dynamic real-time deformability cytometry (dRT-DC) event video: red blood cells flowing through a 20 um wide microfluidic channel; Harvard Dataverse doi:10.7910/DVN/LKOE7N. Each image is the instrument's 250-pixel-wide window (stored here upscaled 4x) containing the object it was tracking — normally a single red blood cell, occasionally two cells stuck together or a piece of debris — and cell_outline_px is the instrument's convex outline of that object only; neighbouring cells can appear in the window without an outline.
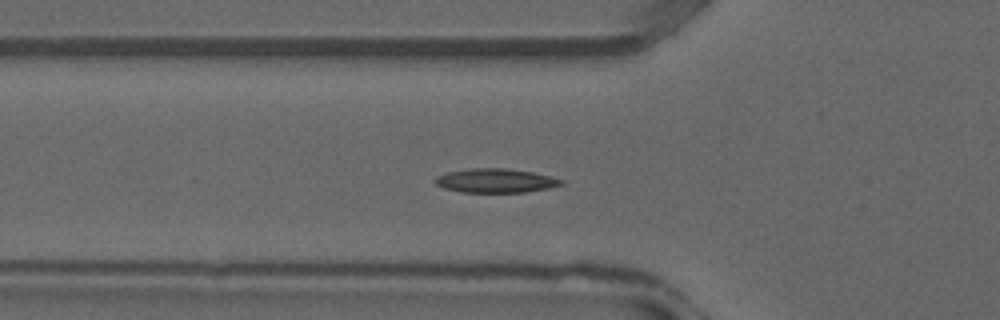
{"species": "common noctule bat (a hibernating species)", "species_latin": "Nyctalus noctula", "temperature_condition": "warm", "stored_images_in_passage": 36, "camera_frame_rate_fps": 3000, "um_per_image_px": 0.085, "animal": {"sex": "male", "forearm_length_mm": 52.5}, "frame": {"image": 1, "passage_image": 11, "time_ms": 3.333, "image_size_px": [1000, 320], "cell_outline_px": [[564, 184], [548, 188], [524, 192], [460, 192], [444, 188], [436, 184], [432, 180], [436, 176], [448, 172], [468, 168], [504, 168], [532, 172], [552, 176], [564, 180]], "centroid_in_image_um": [42.11, 15.35], "position_along_channel_um": 83.7, "area_um2": 17.74}}
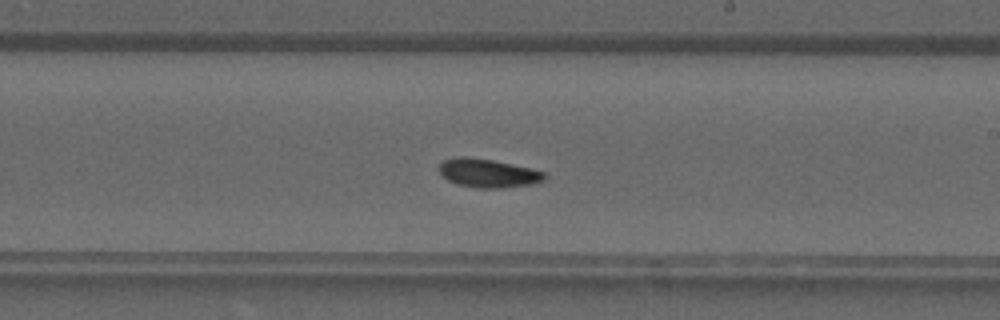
{"frame": {"image": 2, "passage_image": 20, "time_ms": 6.333, "image_size_px": [1000, 320], "cell_outline_px": [[548, 176], [544, 180], [532, 184], [504, 188], [476, 188], [456, 184], [448, 180], [440, 172], [440, 164], [444, 160], [456, 156], [468, 156], [492, 160], [532, 168], [548, 172]], "centroid_in_image_um": [41.54, 14.72], "position_along_channel_um": 247.5, "area_um2": 17.8}}
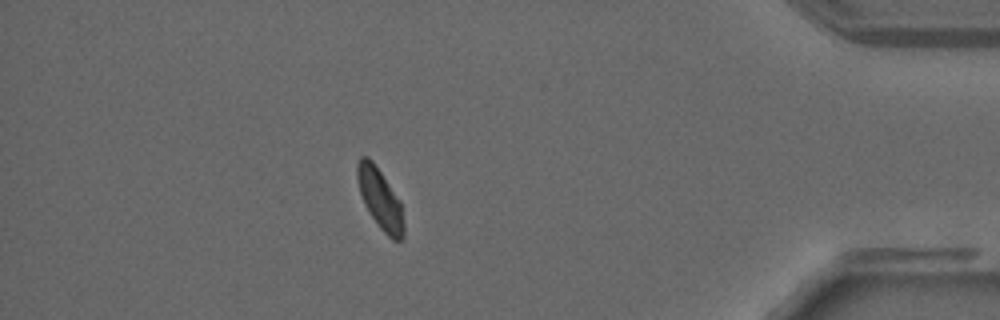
{"frame": {"image": 3, "passage_image": 31, "time_ms": 10.0, "image_size_px": [1000, 320], "cell_outline_px": [[404, 236], [400, 240], [392, 240], [380, 228], [364, 204], [360, 192], [356, 176], [356, 164], [360, 156], [368, 156], [372, 160], [400, 200], [404, 224]], "centroid_in_image_um": [32.3, 16.89], "position_along_channel_um": 402.9, "area_um2": 16.3}}